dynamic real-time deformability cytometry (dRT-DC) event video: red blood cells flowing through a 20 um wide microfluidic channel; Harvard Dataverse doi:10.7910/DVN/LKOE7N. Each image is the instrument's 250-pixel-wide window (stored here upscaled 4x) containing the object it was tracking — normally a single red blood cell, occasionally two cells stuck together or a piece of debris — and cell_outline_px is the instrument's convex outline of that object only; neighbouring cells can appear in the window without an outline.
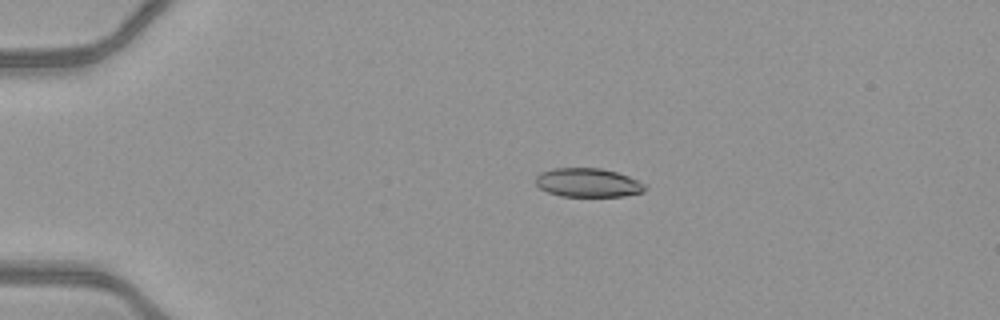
{"species": "common noctule bat (a hibernating species)", "species_latin": "Nyctalus noctula", "temperature_condition": "warm", "stored_images_in_passage": 40, "camera_frame_rate_fps": 3000, "um_per_image_px": 0.085, "animal": {"sex": "female", "body_mass_g": 21.9}, "frame": {"image": 1, "passage_image": 1, "time_ms": 0.0, "image_size_px": [1000, 320], "cell_outline_px": [[648, 188], [644, 192], [624, 196], [560, 196], [548, 192], [540, 188], [536, 184], [536, 176], [540, 172], [552, 168], [600, 168], [616, 172], [628, 176], [648, 184]], "centroid_in_image_um": [50.01, 15.53], "position_along_channel_um": 35.0, "area_um2": 18.55}}
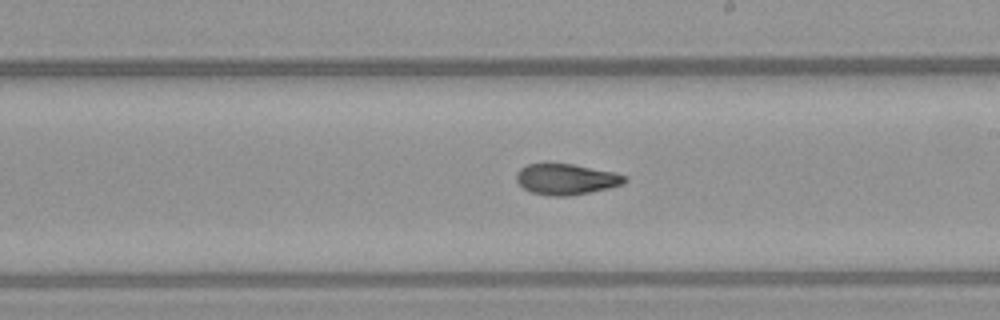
{"frame": {"image": 2, "passage_image": 20, "time_ms": 6.333, "image_size_px": [1000, 320], "cell_outline_px": [[628, 180], [624, 184], [608, 188], [568, 196], [548, 196], [532, 192], [524, 188], [516, 180], [516, 172], [520, 168], [528, 164], [572, 164], [612, 172], [624, 176]], "centroid_in_image_um": [48.1, 15.24], "position_along_channel_um": 240.9, "area_um2": 19.19}}
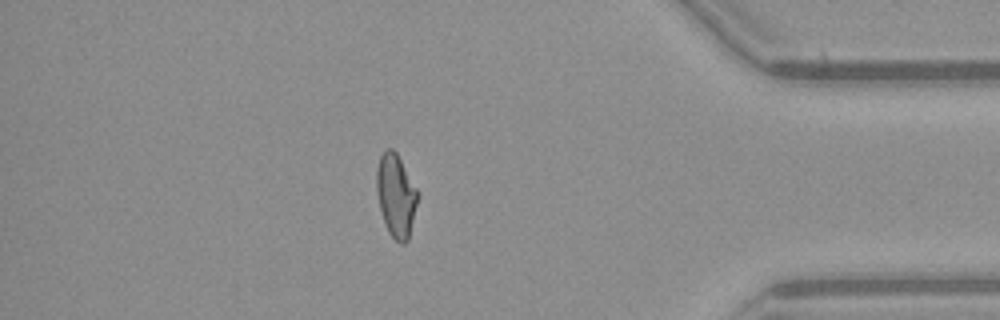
{"frame": {"image": 3, "passage_image": 34, "time_ms": 11.0, "image_size_px": [1000, 320], "cell_outline_px": [[416, 204], [408, 240], [404, 244], [400, 244], [388, 232], [380, 208], [376, 192], [376, 172], [380, 156], [388, 148], [392, 148], [396, 152], [416, 188]], "centroid_in_image_um": [33.62, 16.62], "position_along_channel_um": 401.6, "area_um2": 19.31}, "authors_computed_cell_mechanics": {"area_um2": 19.7387, "velocity_mm_per_s": 4.1388, "shape_relaxation_time_tau1_ms": 9.0749, "shape_relaxation_time_tau2_ms": 2.8437, "deformation_change_tau1": 0.2714, "deformation_change_tau2": 0.0984}}